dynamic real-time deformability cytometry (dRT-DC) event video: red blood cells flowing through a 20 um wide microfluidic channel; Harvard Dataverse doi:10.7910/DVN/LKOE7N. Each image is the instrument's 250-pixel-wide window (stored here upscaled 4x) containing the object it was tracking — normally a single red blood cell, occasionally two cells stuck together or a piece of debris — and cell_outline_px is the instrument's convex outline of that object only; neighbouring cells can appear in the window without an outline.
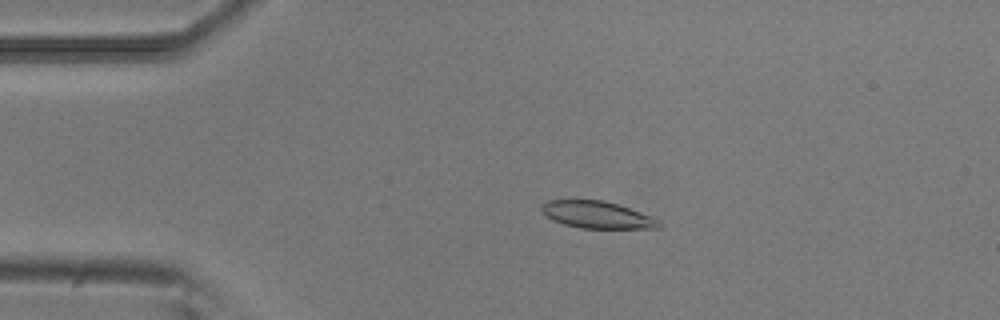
{"species": "common noctule bat (a hibernating species)", "species_latin": "Nyctalus noctula", "temperature_condition": "room temperature", "stored_images_in_passage": 52, "camera_frame_rate_fps": 3000, "um_per_image_px": 0.085, "animal": {"sex": "male", "body_mass_g": 20.5, "forearm_length_mm": 52.5}, "frame": {"image": 1, "passage_image": 10, "time_ms": 3.0, "image_size_px": [1000, 320], "cell_outline_px": [[664, 224], [660, 228], [580, 228], [564, 224], [552, 220], [540, 212], [540, 208], [548, 200], [604, 200], [652, 216], [660, 220]], "centroid_in_image_um": [50.76, 18.26], "position_along_channel_um": 34.2, "area_um2": 18.55}}
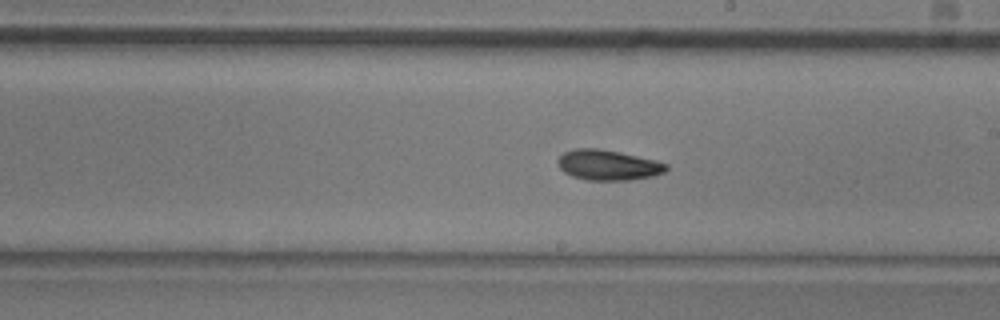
{"frame": {"image": 2, "passage_image": 29, "time_ms": 9.333, "image_size_px": [1000, 320], "cell_outline_px": [[668, 168], [664, 172], [652, 176], [632, 180], [584, 180], [572, 176], [564, 172], [560, 168], [556, 160], [564, 152], [576, 148], [596, 148], [620, 152], [668, 164]], "centroid_in_image_um": [51.65, 14.03], "position_along_channel_um": 237.4, "area_um2": 19.07}}
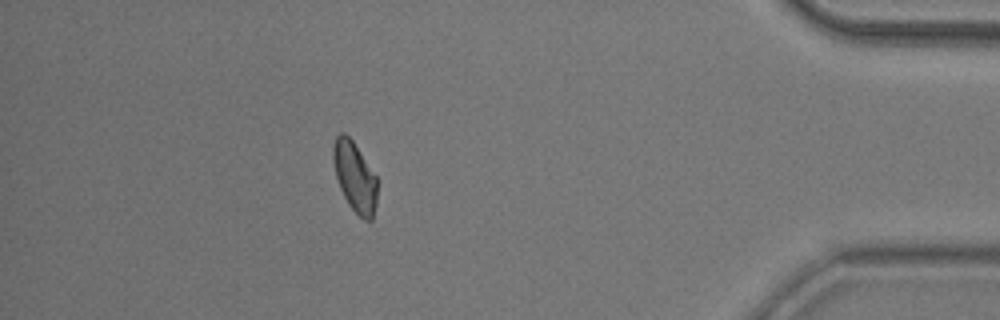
{"frame": {"image": 3, "passage_image": 46, "time_ms": 15.0, "image_size_px": [1000, 320], "cell_outline_px": [[376, 204], [372, 220], [364, 220], [348, 204], [340, 188], [336, 176], [332, 160], [332, 148], [336, 136], [340, 132], [344, 132], [352, 140], [376, 176]], "centroid_in_image_um": [30.13, 15.01], "position_along_channel_um": 405.1, "area_um2": 17.74}, "authors_computed_cell_mechanics": {"area_um2": 18.6116, "velocity_mm_per_s": 3.8068, "shape_relaxation_time_tau1_ms": 3.5954, "shape_relaxation_time_tau2_ms": 7.6176, "deformation_change_tau1": 0.1216, "deformation_change_tau2": 0.1453}}